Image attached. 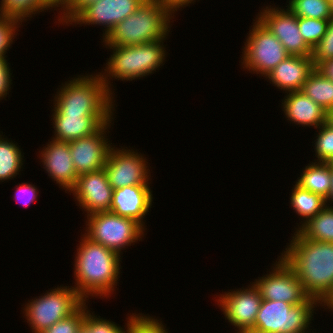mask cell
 <instances>
[{
	"label": "cell",
	"mask_w": 333,
	"mask_h": 333,
	"mask_svg": "<svg viewBox=\"0 0 333 333\" xmlns=\"http://www.w3.org/2000/svg\"><path fill=\"white\" fill-rule=\"evenodd\" d=\"M80 237L74 254L75 282L72 287L85 302L91 297L110 299L118 290L122 257L115 251L91 241L82 231Z\"/></svg>",
	"instance_id": "6da1fadb"
},
{
	"label": "cell",
	"mask_w": 333,
	"mask_h": 333,
	"mask_svg": "<svg viewBox=\"0 0 333 333\" xmlns=\"http://www.w3.org/2000/svg\"><path fill=\"white\" fill-rule=\"evenodd\" d=\"M280 253L305 292L321 304L333 292V243L303 238L295 231Z\"/></svg>",
	"instance_id": "7a4b0ae2"
},
{
	"label": "cell",
	"mask_w": 333,
	"mask_h": 333,
	"mask_svg": "<svg viewBox=\"0 0 333 333\" xmlns=\"http://www.w3.org/2000/svg\"><path fill=\"white\" fill-rule=\"evenodd\" d=\"M53 94L51 116L114 115L117 105L99 73L75 75ZM116 106V107H115ZM115 111V113H114Z\"/></svg>",
	"instance_id": "3957f363"
},
{
	"label": "cell",
	"mask_w": 333,
	"mask_h": 333,
	"mask_svg": "<svg viewBox=\"0 0 333 333\" xmlns=\"http://www.w3.org/2000/svg\"><path fill=\"white\" fill-rule=\"evenodd\" d=\"M167 39L129 46H109L103 45L110 49L109 59L106 58V64L103 65L102 71H98L102 81L106 84L108 90L115 96L113 90V80L135 81V79L146 78L152 75L156 70L165 64L167 59V45L164 42ZM155 71V72H154ZM114 78V79H113ZM113 79V80H112Z\"/></svg>",
	"instance_id": "277c9868"
},
{
	"label": "cell",
	"mask_w": 333,
	"mask_h": 333,
	"mask_svg": "<svg viewBox=\"0 0 333 333\" xmlns=\"http://www.w3.org/2000/svg\"><path fill=\"white\" fill-rule=\"evenodd\" d=\"M176 15L156 0H144L133 14L118 23L102 45L129 46L168 39ZM172 20V21H171Z\"/></svg>",
	"instance_id": "5b68a950"
},
{
	"label": "cell",
	"mask_w": 333,
	"mask_h": 333,
	"mask_svg": "<svg viewBox=\"0 0 333 333\" xmlns=\"http://www.w3.org/2000/svg\"><path fill=\"white\" fill-rule=\"evenodd\" d=\"M317 308L321 310V303L293 305L262 299L254 327L248 333H318L310 325Z\"/></svg>",
	"instance_id": "8992f818"
},
{
	"label": "cell",
	"mask_w": 333,
	"mask_h": 333,
	"mask_svg": "<svg viewBox=\"0 0 333 333\" xmlns=\"http://www.w3.org/2000/svg\"><path fill=\"white\" fill-rule=\"evenodd\" d=\"M43 294L21 305L24 306L23 317L32 333H41L50 328L73 314L85 302L71 285H58Z\"/></svg>",
	"instance_id": "52a82bcc"
},
{
	"label": "cell",
	"mask_w": 333,
	"mask_h": 333,
	"mask_svg": "<svg viewBox=\"0 0 333 333\" xmlns=\"http://www.w3.org/2000/svg\"><path fill=\"white\" fill-rule=\"evenodd\" d=\"M85 217L84 225L86 224V227H84L83 234L91 241L101 244L121 256L126 248L142 241L147 234L137 221L110 211L97 212Z\"/></svg>",
	"instance_id": "ba28073f"
},
{
	"label": "cell",
	"mask_w": 333,
	"mask_h": 333,
	"mask_svg": "<svg viewBox=\"0 0 333 333\" xmlns=\"http://www.w3.org/2000/svg\"><path fill=\"white\" fill-rule=\"evenodd\" d=\"M242 46L241 68L264 77L290 54L270 30L255 17Z\"/></svg>",
	"instance_id": "9c48e42d"
},
{
	"label": "cell",
	"mask_w": 333,
	"mask_h": 333,
	"mask_svg": "<svg viewBox=\"0 0 333 333\" xmlns=\"http://www.w3.org/2000/svg\"><path fill=\"white\" fill-rule=\"evenodd\" d=\"M116 146L113 145L110 149L104 165L113 190L125 186H151V167L145 154H141L137 149L133 150L130 146Z\"/></svg>",
	"instance_id": "30bf717a"
},
{
	"label": "cell",
	"mask_w": 333,
	"mask_h": 333,
	"mask_svg": "<svg viewBox=\"0 0 333 333\" xmlns=\"http://www.w3.org/2000/svg\"><path fill=\"white\" fill-rule=\"evenodd\" d=\"M278 260V261H277ZM272 263L269 273L263 274L253 280L262 299L271 301H283L289 304L320 303L311 298L304 290L302 283L293 269L278 255Z\"/></svg>",
	"instance_id": "8fae6325"
},
{
	"label": "cell",
	"mask_w": 333,
	"mask_h": 333,
	"mask_svg": "<svg viewBox=\"0 0 333 333\" xmlns=\"http://www.w3.org/2000/svg\"><path fill=\"white\" fill-rule=\"evenodd\" d=\"M242 288L214 295L216 305L221 309L227 323L234 326L235 333H248L255 324L262 301L261 294L253 281ZM217 301V302H216Z\"/></svg>",
	"instance_id": "7c38bea8"
},
{
	"label": "cell",
	"mask_w": 333,
	"mask_h": 333,
	"mask_svg": "<svg viewBox=\"0 0 333 333\" xmlns=\"http://www.w3.org/2000/svg\"><path fill=\"white\" fill-rule=\"evenodd\" d=\"M272 5L262 6L256 17L276 36L290 55L312 56V49L300 34L298 17L286 6L279 7L274 2Z\"/></svg>",
	"instance_id": "4fadbf2b"
},
{
	"label": "cell",
	"mask_w": 333,
	"mask_h": 333,
	"mask_svg": "<svg viewBox=\"0 0 333 333\" xmlns=\"http://www.w3.org/2000/svg\"><path fill=\"white\" fill-rule=\"evenodd\" d=\"M111 126H114L113 121L104 124L92 135L69 142L77 175L104 169L109 151L114 145L109 140L111 137L108 138Z\"/></svg>",
	"instance_id": "5bb4252c"
},
{
	"label": "cell",
	"mask_w": 333,
	"mask_h": 333,
	"mask_svg": "<svg viewBox=\"0 0 333 333\" xmlns=\"http://www.w3.org/2000/svg\"><path fill=\"white\" fill-rule=\"evenodd\" d=\"M69 193L85 216L110 211L113 187L104 169L78 175L76 184Z\"/></svg>",
	"instance_id": "9a60e30c"
},
{
	"label": "cell",
	"mask_w": 333,
	"mask_h": 333,
	"mask_svg": "<svg viewBox=\"0 0 333 333\" xmlns=\"http://www.w3.org/2000/svg\"><path fill=\"white\" fill-rule=\"evenodd\" d=\"M144 0H99L87 6L69 25L102 26V39L130 14H133Z\"/></svg>",
	"instance_id": "2e32d148"
},
{
	"label": "cell",
	"mask_w": 333,
	"mask_h": 333,
	"mask_svg": "<svg viewBox=\"0 0 333 333\" xmlns=\"http://www.w3.org/2000/svg\"><path fill=\"white\" fill-rule=\"evenodd\" d=\"M37 154L40 166L48 173L59 188L69 191L75 186L78 175L70 154L69 142L57 141L50 138ZM46 145V146H44Z\"/></svg>",
	"instance_id": "e0dca14e"
},
{
	"label": "cell",
	"mask_w": 333,
	"mask_h": 333,
	"mask_svg": "<svg viewBox=\"0 0 333 333\" xmlns=\"http://www.w3.org/2000/svg\"><path fill=\"white\" fill-rule=\"evenodd\" d=\"M151 189L150 186H125L113 190L110 212L133 219L147 230L145 218L155 199Z\"/></svg>",
	"instance_id": "ac0fdd59"
},
{
	"label": "cell",
	"mask_w": 333,
	"mask_h": 333,
	"mask_svg": "<svg viewBox=\"0 0 333 333\" xmlns=\"http://www.w3.org/2000/svg\"><path fill=\"white\" fill-rule=\"evenodd\" d=\"M314 69L315 65L311 56L290 55L264 78L283 93L301 91L304 82Z\"/></svg>",
	"instance_id": "d6986e66"
},
{
	"label": "cell",
	"mask_w": 333,
	"mask_h": 333,
	"mask_svg": "<svg viewBox=\"0 0 333 333\" xmlns=\"http://www.w3.org/2000/svg\"><path fill=\"white\" fill-rule=\"evenodd\" d=\"M281 109L284 116L295 127L319 128L328 121V113L301 91L285 93L281 99Z\"/></svg>",
	"instance_id": "ffe728a7"
},
{
	"label": "cell",
	"mask_w": 333,
	"mask_h": 333,
	"mask_svg": "<svg viewBox=\"0 0 333 333\" xmlns=\"http://www.w3.org/2000/svg\"><path fill=\"white\" fill-rule=\"evenodd\" d=\"M116 115H68L51 116L54 129L52 139L71 142L92 135L104 124L114 121Z\"/></svg>",
	"instance_id": "44dd1931"
},
{
	"label": "cell",
	"mask_w": 333,
	"mask_h": 333,
	"mask_svg": "<svg viewBox=\"0 0 333 333\" xmlns=\"http://www.w3.org/2000/svg\"><path fill=\"white\" fill-rule=\"evenodd\" d=\"M291 189L289 205L300 218L299 224L293 229L296 231L308 219L318 214L327 204L326 200L319 194L312 193L307 189L302 188L296 182Z\"/></svg>",
	"instance_id": "7402d4cb"
},
{
	"label": "cell",
	"mask_w": 333,
	"mask_h": 333,
	"mask_svg": "<svg viewBox=\"0 0 333 333\" xmlns=\"http://www.w3.org/2000/svg\"><path fill=\"white\" fill-rule=\"evenodd\" d=\"M0 131V182L15 180L14 178L21 174L24 165V152L21 146L15 141L2 135ZM20 147V148H19ZM22 150V151H21ZM8 180V181H7Z\"/></svg>",
	"instance_id": "603a6c76"
},
{
	"label": "cell",
	"mask_w": 333,
	"mask_h": 333,
	"mask_svg": "<svg viewBox=\"0 0 333 333\" xmlns=\"http://www.w3.org/2000/svg\"><path fill=\"white\" fill-rule=\"evenodd\" d=\"M296 183L312 193L321 195L324 199L330 191V166L328 163L309 161V164L300 171Z\"/></svg>",
	"instance_id": "cb8c5ba5"
},
{
	"label": "cell",
	"mask_w": 333,
	"mask_h": 333,
	"mask_svg": "<svg viewBox=\"0 0 333 333\" xmlns=\"http://www.w3.org/2000/svg\"><path fill=\"white\" fill-rule=\"evenodd\" d=\"M296 231L306 239L333 243V207L326 205Z\"/></svg>",
	"instance_id": "d4e9b609"
},
{
	"label": "cell",
	"mask_w": 333,
	"mask_h": 333,
	"mask_svg": "<svg viewBox=\"0 0 333 333\" xmlns=\"http://www.w3.org/2000/svg\"><path fill=\"white\" fill-rule=\"evenodd\" d=\"M301 92L327 113L333 110V81L326 78L317 68L308 76Z\"/></svg>",
	"instance_id": "484cf974"
},
{
	"label": "cell",
	"mask_w": 333,
	"mask_h": 333,
	"mask_svg": "<svg viewBox=\"0 0 333 333\" xmlns=\"http://www.w3.org/2000/svg\"><path fill=\"white\" fill-rule=\"evenodd\" d=\"M48 10L51 9L43 0H0V15L18 18L23 23Z\"/></svg>",
	"instance_id": "4316f807"
},
{
	"label": "cell",
	"mask_w": 333,
	"mask_h": 333,
	"mask_svg": "<svg viewBox=\"0 0 333 333\" xmlns=\"http://www.w3.org/2000/svg\"><path fill=\"white\" fill-rule=\"evenodd\" d=\"M285 5L297 17L315 19L333 17L328 0H287Z\"/></svg>",
	"instance_id": "83f0119b"
},
{
	"label": "cell",
	"mask_w": 333,
	"mask_h": 333,
	"mask_svg": "<svg viewBox=\"0 0 333 333\" xmlns=\"http://www.w3.org/2000/svg\"><path fill=\"white\" fill-rule=\"evenodd\" d=\"M147 313H134L127 319L126 333H168L162 319Z\"/></svg>",
	"instance_id": "f1b7e54d"
},
{
	"label": "cell",
	"mask_w": 333,
	"mask_h": 333,
	"mask_svg": "<svg viewBox=\"0 0 333 333\" xmlns=\"http://www.w3.org/2000/svg\"><path fill=\"white\" fill-rule=\"evenodd\" d=\"M316 136L313 137L312 146L315 151L313 154L317 159L314 158V162L327 163L333 158V125L328 121L317 128Z\"/></svg>",
	"instance_id": "f546056e"
},
{
	"label": "cell",
	"mask_w": 333,
	"mask_h": 333,
	"mask_svg": "<svg viewBox=\"0 0 333 333\" xmlns=\"http://www.w3.org/2000/svg\"><path fill=\"white\" fill-rule=\"evenodd\" d=\"M329 19L298 17L300 34L306 44L313 49L325 35Z\"/></svg>",
	"instance_id": "4dcf8cb0"
},
{
	"label": "cell",
	"mask_w": 333,
	"mask_h": 333,
	"mask_svg": "<svg viewBox=\"0 0 333 333\" xmlns=\"http://www.w3.org/2000/svg\"><path fill=\"white\" fill-rule=\"evenodd\" d=\"M23 22L14 17L0 15V57L7 58L8 51L18 34L20 26Z\"/></svg>",
	"instance_id": "1f68e13d"
},
{
	"label": "cell",
	"mask_w": 333,
	"mask_h": 333,
	"mask_svg": "<svg viewBox=\"0 0 333 333\" xmlns=\"http://www.w3.org/2000/svg\"><path fill=\"white\" fill-rule=\"evenodd\" d=\"M88 303L84 302L73 314L56 322L41 333H77L78 328L84 321L86 312L89 310Z\"/></svg>",
	"instance_id": "d6a6232c"
},
{
	"label": "cell",
	"mask_w": 333,
	"mask_h": 333,
	"mask_svg": "<svg viewBox=\"0 0 333 333\" xmlns=\"http://www.w3.org/2000/svg\"><path fill=\"white\" fill-rule=\"evenodd\" d=\"M312 59L317 68L322 62L333 58V17L329 19L327 31L312 49Z\"/></svg>",
	"instance_id": "836d02e7"
},
{
	"label": "cell",
	"mask_w": 333,
	"mask_h": 333,
	"mask_svg": "<svg viewBox=\"0 0 333 333\" xmlns=\"http://www.w3.org/2000/svg\"><path fill=\"white\" fill-rule=\"evenodd\" d=\"M99 0H70V3L68 6L56 17L58 20L54 23H58L62 26L66 25L69 26V24L89 5L96 3Z\"/></svg>",
	"instance_id": "e575fe53"
},
{
	"label": "cell",
	"mask_w": 333,
	"mask_h": 333,
	"mask_svg": "<svg viewBox=\"0 0 333 333\" xmlns=\"http://www.w3.org/2000/svg\"><path fill=\"white\" fill-rule=\"evenodd\" d=\"M14 189L16 190L13 198L25 208L31 206V203L33 204V202L38 199V188L35 184H32V182L18 183Z\"/></svg>",
	"instance_id": "d590c367"
},
{
	"label": "cell",
	"mask_w": 333,
	"mask_h": 333,
	"mask_svg": "<svg viewBox=\"0 0 333 333\" xmlns=\"http://www.w3.org/2000/svg\"><path fill=\"white\" fill-rule=\"evenodd\" d=\"M11 63L8 62L7 58L0 57V101L7 100V96L9 95V91L12 89L11 85L13 84V79L11 76L13 71L11 70ZM8 94V95H7Z\"/></svg>",
	"instance_id": "8d00e7d4"
},
{
	"label": "cell",
	"mask_w": 333,
	"mask_h": 333,
	"mask_svg": "<svg viewBox=\"0 0 333 333\" xmlns=\"http://www.w3.org/2000/svg\"><path fill=\"white\" fill-rule=\"evenodd\" d=\"M132 314L133 312H130V314L128 313V315H126V323L123 328L120 324L106 318L104 319L96 314V333H126L127 319H129Z\"/></svg>",
	"instance_id": "74e56055"
},
{
	"label": "cell",
	"mask_w": 333,
	"mask_h": 333,
	"mask_svg": "<svg viewBox=\"0 0 333 333\" xmlns=\"http://www.w3.org/2000/svg\"><path fill=\"white\" fill-rule=\"evenodd\" d=\"M90 309L86 312L85 318L77 333H96V314Z\"/></svg>",
	"instance_id": "f35d334b"
},
{
	"label": "cell",
	"mask_w": 333,
	"mask_h": 333,
	"mask_svg": "<svg viewBox=\"0 0 333 333\" xmlns=\"http://www.w3.org/2000/svg\"><path fill=\"white\" fill-rule=\"evenodd\" d=\"M159 3L166 5L174 14H178V11H182L186 6L195 4L196 0H156ZM200 0H197V2Z\"/></svg>",
	"instance_id": "ab89813d"
},
{
	"label": "cell",
	"mask_w": 333,
	"mask_h": 333,
	"mask_svg": "<svg viewBox=\"0 0 333 333\" xmlns=\"http://www.w3.org/2000/svg\"><path fill=\"white\" fill-rule=\"evenodd\" d=\"M43 2L51 9V11L56 10V12L59 11L57 14H60L68 6L70 0H43Z\"/></svg>",
	"instance_id": "60d3db41"
},
{
	"label": "cell",
	"mask_w": 333,
	"mask_h": 333,
	"mask_svg": "<svg viewBox=\"0 0 333 333\" xmlns=\"http://www.w3.org/2000/svg\"><path fill=\"white\" fill-rule=\"evenodd\" d=\"M317 69L328 79L333 81V58L322 62Z\"/></svg>",
	"instance_id": "b9f144b4"
},
{
	"label": "cell",
	"mask_w": 333,
	"mask_h": 333,
	"mask_svg": "<svg viewBox=\"0 0 333 333\" xmlns=\"http://www.w3.org/2000/svg\"><path fill=\"white\" fill-rule=\"evenodd\" d=\"M326 307V308H325ZM321 308L325 311H327V309L329 310L328 312H332L331 314H333V292L325 299V301L321 304Z\"/></svg>",
	"instance_id": "7bdbcfd3"
},
{
	"label": "cell",
	"mask_w": 333,
	"mask_h": 333,
	"mask_svg": "<svg viewBox=\"0 0 333 333\" xmlns=\"http://www.w3.org/2000/svg\"><path fill=\"white\" fill-rule=\"evenodd\" d=\"M330 191H329V196L325 199L326 200V204L328 206L333 207L332 203H333V169L330 168Z\"/></svg>",
	"instance_id": "ee69618b"
},
{
	"label": "cell",
	"mask_w": 333,
	"mask_h": 333,
	"mask_svg": "<svg viewBox=\"0 0 333 333\" xmlns=\"http://www.w3.org/2000/svg\"><path fill=\"white\" fill-rule=\"evenodd\" d=\"M328 122L333 125V110L328 113Z\"/></svg>",
	"instance_id": "f6af8a7d"
},
{
	"label": "cell",
	"mask_w": 333,
	"mask_h": 333,
	"mask_svg": "<svg viewBox=\"0 0 333 333\" xmlns=\"http://www.w3.org/2000/svg\"><path fill=\"white\" fill-rule=\"evenodd\" d=\"M328 2L330 3V7H331V11H332V15H333V0H328Z\"/></svg>",
	"instance_id": "bcb514c9"
},
{
	"label": "cell",
	"mask_w": 333,
	"mask_h": 333,
	"mask_svg": "<svg viewBox=\"0 0 333 333\" xmlns=\"http://www.w3.org/2000/svg\"><path fill=\"white\" fill-rule=\"evenodd\" d=\"M331 169H333V158L327 162Z\"/></svg>",
	"instance_id": "7dc6e473"
}]
</instances>
